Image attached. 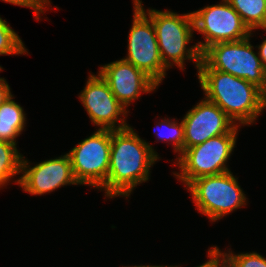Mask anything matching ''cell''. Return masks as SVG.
<instances>
[{
  "label": "cell",
  "mask_w": 266,
  "mask_h": 267,
  "mask_svg": "<svg viewBox=\"0 0 266 267\" xmlns=\"http://www.w3.org/2000/svg\"><path fill=\"white\" fill-rule=\"evenodd\" d=\"M184 124V150L206 140L229 133L234 123L216 104L201 100L182 119Z\"/></svg>",
  "instance_id": "12"
},
{
  "label": "cell",
  "mask_w": 266,
  "mask_h": 267,
  "mask_svg": "<svg viewBox=\"0 0 266 267\" xmlns=\"http://www.w3.org/2000/svg\"><path fill=\"white\" fill-rule=\"evenodd\" d=\"M79 98L92 123L100 126L99 129L121 130L129 127L125 119L119 117L121 115L126 117L128 111L116 99L108 83L99 73L97 76L89 75ZM116 123L119 125L116 126Z\"/></svg>",
  "instance_id": "10"
},
{
  "label": "cell",
  "mask_w": 266,
  "mask_h": 267,
  "mask_svg": "<svg viewBox=\"0 0 266 267\" xmlns=\"http://www.w3.org/2000/svg\"><path fill=\"white\" fill-rule=\"evenodd\" d=\"M159 126H163L164 131L167 130V132H163L159 130L156 132V135L158 138L162 141H170L173 142V147L175 152H179L178 154H181L184 151V124L183 121L180 122L178 125L177 122L171 121L169 119H164V121H161L158 123ZM167 134V135H166Z\"/></svg>",
  "instance_id": "18"
},
{
  "label": "cell",
  "mask_w": 266,
  "mask_h": 267,
  "mask_svg": "<svg viewBox=\"0 0 266 267\" xmlns=\"http://www.w3.org/2000/svg\"><path fill=\"white\" fill-rule=\"evenodd\" d=\"M111 151V129H98L69 151L78 183L99 189L107 180Z\"/></svg>",
  "instance_id": "7"
},
{
  "label": "cell",
  "mask_w": 266,
  "mask_h": 267,
  "mask_svg": "<svg viewBox=\"0 0 266 267\" xmlns=\"http://www.w3.org/2000/svg\"><path fill=\"white\" fill-rule=\"evenodd\" d=\"M208 257L210 259L207 262L197 267H213V247L212 249L208 250ZM164 267H177V266H164Z\"/></svg>",
  "instance_id": "24"
},
{
  "label": "cell",
  "mask_w": 266,
  "mask_h": 267,
  "mask_svg": "<svg viewBox=\"0 0 266 267\" xmlns=\"http://www.w3.org/2000/svg\"><path fill=\"white\" fill-rule=\"evenodd\" d=\"M213 267H238V265L228 253H222L215 246L213 247Z\"/></svg>",
  "instance_id": "20"
},
{
  "label": "cell",
  "mask_w": 266,
  "mask_h": 267,
  "mask_svg": "<svg viewBox=\"0 0 266 267\" xmlns=\"http://www.w3.org/2000/svg\"><path fill=\"white\" fill-rule=\"evenodd\" d=\"M198 78L205 99L219 106L235 123L252 124L266 107V94L243 78L209 68L202 60Z\"/></svg>",
  "instance_id": "2"
},
{
  "label": "cell",
  "mask_w": 266,
  "mask_h": 267,
  "mask_svg": "<svg viewBox=\"0 0 266 267\" xmlns=\"http://www.w3.org/2000/svg\"><path fill=\"white\" fill-rule=\"evenodd\" d=\"M44 8L48 5H50V1L49 0H37Z\"/></svg>",
  "instance_id": "25"
},
{
  "label": "cell",
  "mask_w": 266,
  "mask_h": 267,
  "mask_svg": "<svg viewBox=\"0 0 266 267\" xmlns=\"http://www.w3.org/2000/svg\"><path fill=\"white\" fill-rule=\"evenodd\" d=\"M197 210L211 221L246 204V197L231 171L193 180L188 186Z\"/></svg>",
  "instance_id": "6"
},
{
  "label": "cell",
  "mask_w": 266,
  "mask_h": 267,
  "mask_svg": "<svg viewBox=\"0 0 266 267\" xmlns=\"http://www.w3.org/2000/svg\"><path fill=\"white\" fill-rule=\"evenodd\" d=\"M158 155L150 143L141 139L133 128L111 130L108 176L100 187L107 197H128L140 183L149 179L151 166Z\"/></svg>",
  "instance_id": "1"
},
{
  "label": "cell",
  "mask_w": 266,
  "mask_h": 267,
  "mask_svg": "<svg viewBox=\"0 0 266 267\" xmlns=\"http://www.w3.org/2000/svg\"><path fill=\"white\" fill-rule=\"evenodd\" d=\"M124 267H125V266H124ZM126 267H127V266H126ZM128 267H164V266H160V265H159V266H157V265H156V266H151V265H148V266H147V265H143V266H142V265H141V266H128Z\"/></svg>",
  "instance_id": "26"
},
{
  "label": "cell",
  "mask_w": 266,
  "mask_h": 267,
  "mask_svg": "<svg viewBox=\"0 0 266 267\" xmlns=\"http://www.w3.org/2000/svg\"><path fill=\"white\" fill-rule=\"evenodd\" d=\"M26 54L18 34L0 17V55Z\"/></svg>",
  "instance_id": "17"
},
{
  "label": "cell",
  "mask_w": 266,
  "mask_h": 267,
  "mask_svg": "<svg viewBox=\"0 0 266 267\" xmlns=\"http://www.w3.org/2000/svg\"><path fill=\"white\" fill-rule=\"evenodd\" d=\"M192 16L194 30L204 35L205 39V42L197 43L201 53L215 43L238 41L252 34L227 0L193 11Z\"/></svg>",
  "instance_id": "8"
},
{
  "label": "cell",
  "mask_w": 266,
  "mask_h": 267,
  "mask_svg": "<svg viewBox=\"0 0 266 267\" xmlns=\"http://www.w3.org/2000/svg\"><path fill=\"white\" fill-rule=\"evenodd\" d=\"M11 95L10 86L4 78H0V106Z\"/></svg>",
  "instance_id": "22"
},
{
  "label": "cell",
  "mask_w": 266,
  "mask_h": 267,
  "mask_svg": "<svg viewBox=\"0 0 266 267\" xmlns=\"http://www.w3.org/2000/svg\"><path fill=\"white\" fill-rule=\"evenodd\" d=\"M28 164V161L22 157L21 173L23 175L15 182L25 192L32 195L50 193L68 184H79L74 176L68 154L43 161L32 168Z\"/></svg>",
  "instance_id": "11"
},
{
  "label": "cell",
  "mask_w": 266,
  "mask_h": 267,
  "mask_svg": "<svg viewBox=\"0 0 266 267\" xmlns=\"http://www.w3.org/2000/svg\"><path fill=\"white\" fill-rule=\"evenodd\" d=\"M249 38L215 43L201 53V60L211 69L245 79L266 94V69Z\"/></svg>",
  "instance_id": "4"
},
{
  "label": "cell",
  "mask_w": 266,
  "mask_h": 267,
  "mask_svg": "<svg viewBox=\"0 0 266 267\" xmlns=\"http://www.w3.org/2000/svg\"><path fill=\"white\" fill-rule=\"evenodd\" d=\"M133 2L134 6H138L152 20L164 66L169 69L175 63L180 69H184V60L190 59L195 62L198 70L201 52L197 44L187 48L194 32L192 12L179 15L171 11L149 9L146 13L142 1L133 0Z\"/></svg>",
  "instance_id": "3"
},
{
  "label": "cell",
  "mask_w": 266,
  "mask_h": 267,
  "mask_svg": "<svg viewBox=\"0 0 266 267\" xmlns=\"http://www.w3.org/2000/svg\"><path fill=\"white\" fill-rule=\"evenodd\" d=\"M9 96L0 106V141L16 144V138L25 127V113L20 104Z\"/></svg>",
  "instance_id": "14"
},
{
  "label": "cell",
  "mask_w": 266,
  "mask_h": 267,
  "mask_svg": "<svg viewBox=\"0 0 266 267\" xmlns=\"http://www.w3.org/2000/svg\"><path fill=\"white\" fill-rule=\"evenodd\" d=\"M22 155L16 144L0 141V186H5L13 176L21 173Z\"/></svg>",
  "instance_id": "16"
},
{
  "label": "cell",
  "mask_w": 266,
  "mask_h": 267,
  "mask_svg": "<svg viewBox=\"0 0 266 267\" xmlns=\"http://www.w3.org/2000/svg\"><path fill=\"white\" fill-rule=\"evenodd\" d=\"M237 263L238 267H266V259L259 253H241L233 254L228 253Z\"/></svg>",
  "instance_id": "19"
},
{
  "label": "cell",
  "mask_w": 266,
  "mask_h": 267,
  "mask_svg": "<svg viewBox=\"0 0 266 267\" xmlns=\"http://www.w3.org/2000/svg\"><path fill=\"white\" fill-rule=\"evenodd\" d=\"M99 74L108 83L116 99L127 108L141 92L149 93L159 85L133 64L120 59L100 68Z\"/></svg>",
  "instance_id": "13"
},
{
  "label": "cell",
  "mask_w": 266,
  "mask_h": 267,
  "mask_svg": "<svg viewBox=\"0 0 266 267\" xmlns=\"http://www.w3.org/2000/svg\"><path fill=\"white\" fill-rule=\"evenodd\" d=\"M239 126L229 133L210 138L202 144L185 149L177 160L180 174L174 173L186 186L193 180L230 171L226 162L236 145Z\"/></svg>",
  "instance_id": "5"
},
{
  "label": "cell",
  "mask_w": 266,
  "mask_h": 267,
  "mask_svg": "<svg viewBox=\"0 0 266 267\" xmlns=\"http://www.w3.org/2000/svg\"><path fill=\"white\" fill-rule=\"evenodd\" d=\"M227 1L238 12L251 32L258 28L266 30V0Z\"/></svg>",
  "instance_id": "15"
},
{
  "label": "cell",
  "mask_w": 266,
  "mask_h": 267,
  "mask_svg": "<svg viewBox=\"0 0 266 267\" xmlns=\"http://www.w3.org/2000/svg\"><path fill=\"white\" fill-rule=\"evenodd\" d=\"M18 6L29 7L34 9L36 20L40 19L41 13L44 12V7L37 0H2Z\"/></svg>",
  "instance_id": "21"
},
{
  "label": "cell",
  "mask_w": 266,
  "mask_h": 267,
  "mask_svg": "<svg viewBox=\"0 0 266 267\" xmlns=\"http://www.w3.org/2000/svg\"><path fill=\"white\" fill-rule=\"evenodd\" d=\"M128 37V55L123 59L145 72L159 85L168 69L160 57L152 20L138 6H134V18Z\"/></svg>",
  "instance_id": "9"
},
{
  "label": "cell",
  "mask_w": 266,
  "mask_h": 267,
  "mask_svg": "<svg viewBox=\"0 0 266 267\" xmlns=\"http://www.w3.org/2000/svg\"><path fill=\"white\" fill-rule=\"evenodd\" d=\"M258 49L259 53L257 54L260 57L262 66L266 69V39L259 45Z\"/></svg>",
  "instance_id": "23"
}]
</instances>
